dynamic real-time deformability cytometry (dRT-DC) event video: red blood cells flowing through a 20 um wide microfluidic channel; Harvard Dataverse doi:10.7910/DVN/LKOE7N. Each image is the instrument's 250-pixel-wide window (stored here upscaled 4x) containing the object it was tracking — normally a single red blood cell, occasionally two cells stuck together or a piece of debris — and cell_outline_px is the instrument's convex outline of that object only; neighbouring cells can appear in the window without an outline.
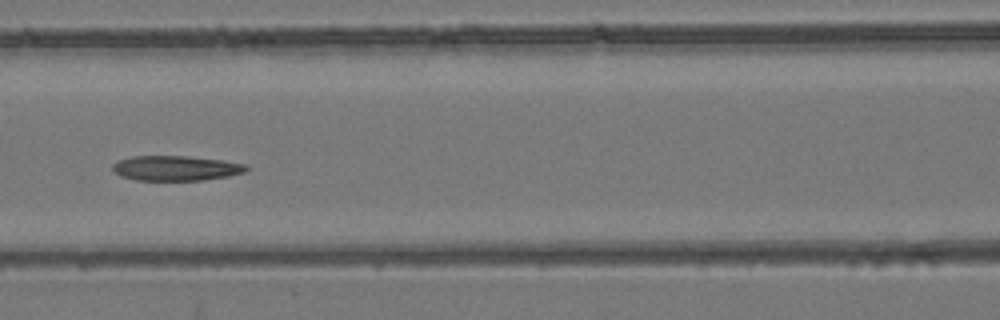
{"species": "common noctule bat (a hibernating species)", "species_latin": "Nyctalus noctula", "temperature_condition": "room temperature", "stored_images_in_passage": 7, "camera_frame_rate_fps": 3000, "um_per_image_px": 0.085, "animal": {"sex": "female", "body_mass_g": 24.6, "forearm_length_mm": 56.2}, "frame": {"image": 1, "passage_image": 7, "time_ms": 6.667, "image_size_px": [1000, 320], "cell_outline_px": [[248, 168], [244, 172], [228, 176], [204, 180], [136, 180], [120, 176], [112, 168], [112, 164], [120, 160], [132, 156], [188, 156], [220, 160], [244, 164]], "centroid_in_image_um": [14.92, 14.29], "position_along_channel_um": 151.7, "area_um2": 19.25}}